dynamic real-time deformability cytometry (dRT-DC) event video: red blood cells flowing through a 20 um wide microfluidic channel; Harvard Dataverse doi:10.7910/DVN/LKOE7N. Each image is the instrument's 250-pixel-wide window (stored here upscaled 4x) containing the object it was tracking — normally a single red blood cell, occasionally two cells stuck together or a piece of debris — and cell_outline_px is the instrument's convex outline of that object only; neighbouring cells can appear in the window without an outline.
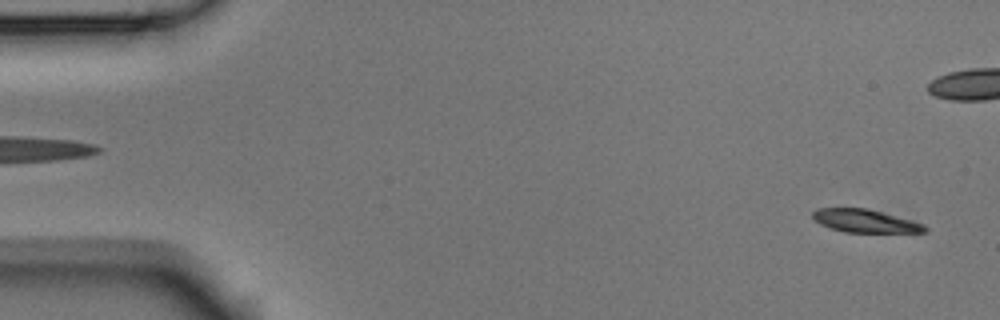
{"species": "Egyptian fruit bat (a non-hibernating species)", "species_latin": "Rousettus aegyptiacus", "temperature_condition": "room temperature", "stored_images_in_passage": 2, "segment_of_instrument_passage": [2, 2], "camera_frame_rate_fps": 3000, "um_per_image_px": 0.085, "animal": {"sex": "male"}, "frame": {"image": 1, "passage_image": 2, "time_ms": 0.333, "image_size_px": [1000, 320], "cell_outline_px": [[928, 232], [844, 232], [820, 224], [812, 216], [812, 212], [816, 208], [868, 208], [924, 224], [928, 228]], "centroid_in_image_um": [73.53, 18.78], "position_along_channel_um": 11.5, "area_um2": 14.91}}